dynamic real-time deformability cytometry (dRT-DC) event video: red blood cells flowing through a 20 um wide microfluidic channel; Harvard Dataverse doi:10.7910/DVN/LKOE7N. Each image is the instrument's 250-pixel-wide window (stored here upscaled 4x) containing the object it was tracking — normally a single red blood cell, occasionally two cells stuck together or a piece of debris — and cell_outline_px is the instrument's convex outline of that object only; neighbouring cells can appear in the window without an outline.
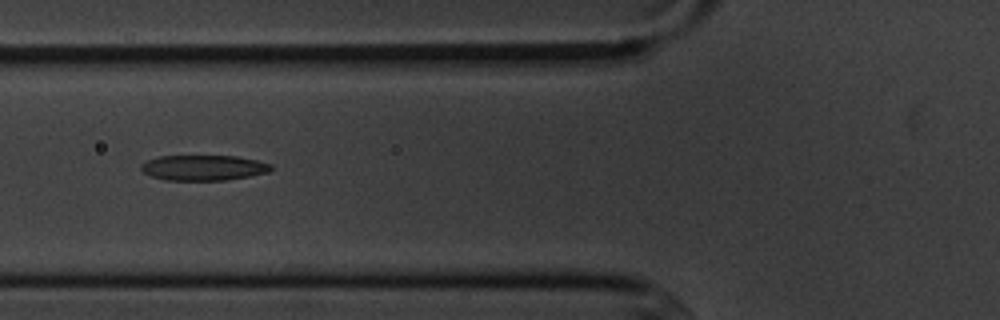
{"species": "common noctule bat (a hibernating species)", "species_latin": "Nyctalus noctula", "temperature_condition": "cold", "stored_images_in_passage": 6, "camera_frame_rate_fps": 3000, "um_per_image_px": 0.085, "animal": {"sex": "male", "body_mass_g": 20.1, "forearm_length_mm": 53.5}, "frame": {"image": 1, "passage_image": 2, "time_ms": 1.0, "image_size_px": [1000, 320], "cell_outline_px": [[272, 168], [268, 172], [248, 176], [224, 180], [164, 180], [152, 176], [144, 172], [140, 168], [140, 164], [148, 160], [160, 156], [236, 156], [256, 160], [272, 164]], "centroid_in_image_um": [17.28, 14.25], "position_along_channel_um": 108.5, "area_um2": 19.07}}
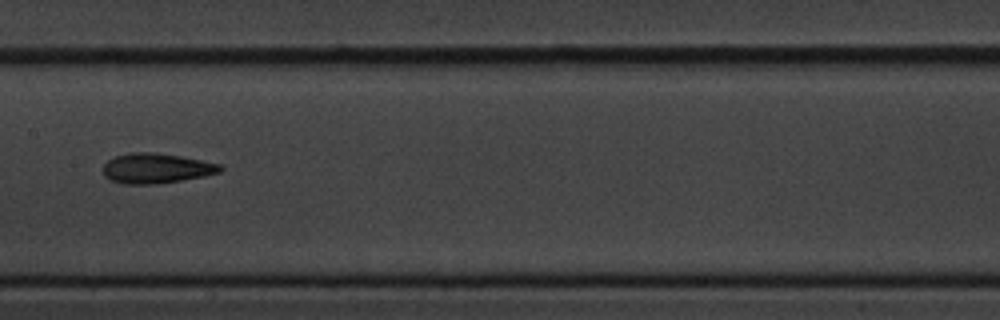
{"frame": {"image": 2, "passage_image": 4, "time_ms": 3.333, "image_size_px": [1000, 320], "cell_outline_px": [[224, 168], [220, 172], [204, 176], [180, 180], [152, 184], [124, 184], [108, 180], [104, 176], [104, 164], [108, 160], [116, 156], [132, 152], [152, 152], [180, 156], [224, 164]], "centroid_in_image_um": [13.3, 14.3], "position_along_channel_um": 194.1, "area_um2": 20.52}}
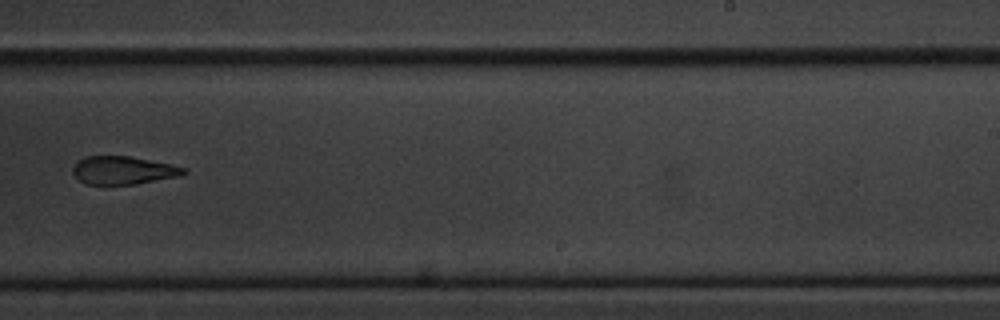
{"frame": {"image": 3, "passage_image": 6, "time_ms": 5.667, "image_size_px": [1000, 320], "cell_outline_px": [[188, 172], [176, 176], [136, 184], [84, 184], [72, 172], [72, 168], [84, 156], [128, 156], [172, 164], [188, 168]], "centroid_in_image_um": [10.48, 14.47], "position_along_channel_um": 278.5, "area_um2": 17.98}}